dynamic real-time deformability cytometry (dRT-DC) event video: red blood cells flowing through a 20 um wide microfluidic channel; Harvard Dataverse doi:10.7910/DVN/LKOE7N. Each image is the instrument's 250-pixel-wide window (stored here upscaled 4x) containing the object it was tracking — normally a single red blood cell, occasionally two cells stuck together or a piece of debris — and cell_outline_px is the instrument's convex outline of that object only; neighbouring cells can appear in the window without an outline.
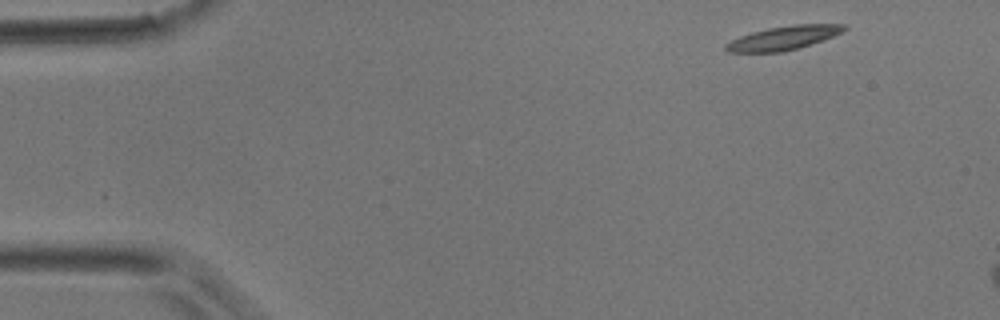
{"species": "common noctule bat (a hibernating species)", "species_latin": "Nyctalus noctula", "temperature_condition": "room temperature", "stored_images_in_passage": 3, "camera_frame_rate_fps": 3000, "um_per_image_px": 0.085, "animal": {"sex": "male", "body_mass_g": 17.9}, "frame": {"image": 1, "passage_image": 1, "time_ms": 0.0, "image_size_px": [1000, 320], "cell_outline_px": [[848, 28], [832, 36], [800, 48], [780, 52], [728, 52], [724, 48], [724, 44], [740, 36], [752, 32], [768, 28], [792, 24], [844, 24]], "centroid_in_image_um": [66.57, 3.22], "position_along_channel_um": 18.4, "area_um2": 16.3}}